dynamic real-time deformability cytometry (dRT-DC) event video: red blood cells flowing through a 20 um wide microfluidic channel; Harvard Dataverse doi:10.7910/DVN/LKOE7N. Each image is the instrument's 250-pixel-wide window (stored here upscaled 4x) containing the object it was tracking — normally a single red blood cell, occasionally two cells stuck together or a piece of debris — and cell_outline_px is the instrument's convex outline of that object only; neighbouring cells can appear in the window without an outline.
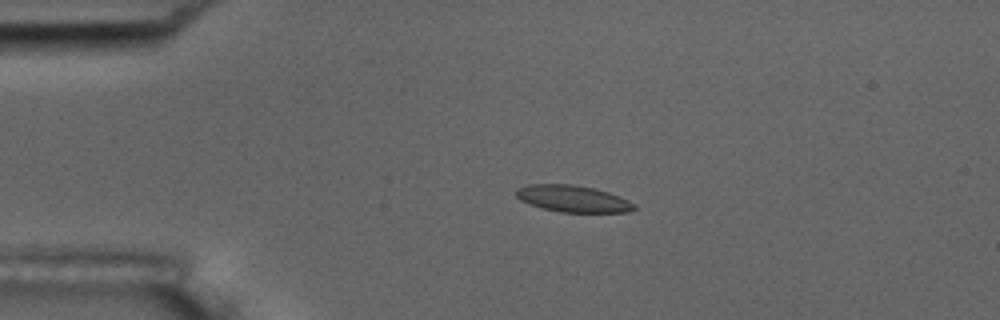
{"species": "common noctule bat (a hibernating species)", "species_latin": "Nyctalus noctula", "temperature_condition": "room temperature", "stored_images_in_passage": 45, "camera_frame_rate_fps": 3000, "um_per_image_px": 0.085, "animal": {"sex": "male", "body_mass_g": 17.5, "forearm_length_mm": 52.3}, "frame": {"image": 1, "passage_image": 2, "time_ms": 0.333, "image_size_px": [1000, 320], "cell_outline_px": [[636, 208], [628, 212], [560, 212], [544, 208], [520, 200], [516, 196], [516, 188], [528, 184], [572, 184], [592, 188], [608, 192], [620, 196], [636, 204]], "centroid_in_image_um": [48.71, 16.88], "position_along_channel_um": 36.3, "area_um2": 18.26}}
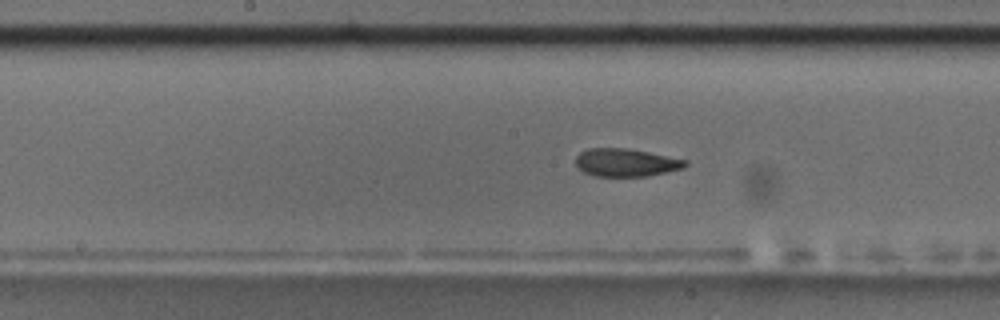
{"frame": {"image": 2, "passage_image": 18, "time_ms": 5.667, "image_size_px": [1000, 320], "cell_outline_px": [[688, 164], [684, 168], [648, 176], [592, 176], [584, 172], [576, 164], [576, 156], [580, 152], [588, 148], [628, 148], [688, 160]], "centroid_in_image_um": [53.21, 13.81], "position_along_channel_um": 195.0, "area_um2": 17.86}}
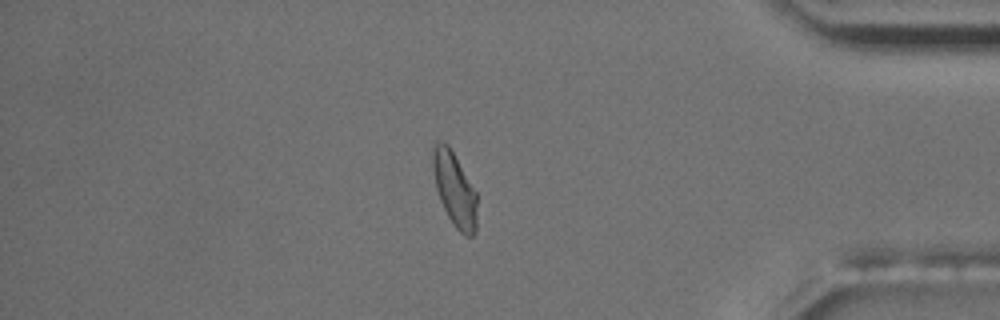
{"frame": {"image": 3, "passage_image": 37, "time_ms": 12.0, "image_size_px": [1000, 320], "cell_outline_px": [[476, 228], [472, 236], [464, 236], [452, 224], [440, 200], [436, 188], [432, 168], [432, 144], [436, 140], [448, 144], [476, 192]], "centroid_in_image_um": [38.61, 16.07], "position_along_channel_um": 396.6, "area_um2": 19.02}, "authors_computed_cell_mechanics": {"area_um2": 18.496, "velocity_mm_per_s": 3.6655, "shape_relaxation_time_tau1_ms": 4.9063, "shape_relaxation_time_tau2_ms": 1.4333, "deformation_change_tau1": 0.1347, "deformation_change_tau2": 0.0774}}